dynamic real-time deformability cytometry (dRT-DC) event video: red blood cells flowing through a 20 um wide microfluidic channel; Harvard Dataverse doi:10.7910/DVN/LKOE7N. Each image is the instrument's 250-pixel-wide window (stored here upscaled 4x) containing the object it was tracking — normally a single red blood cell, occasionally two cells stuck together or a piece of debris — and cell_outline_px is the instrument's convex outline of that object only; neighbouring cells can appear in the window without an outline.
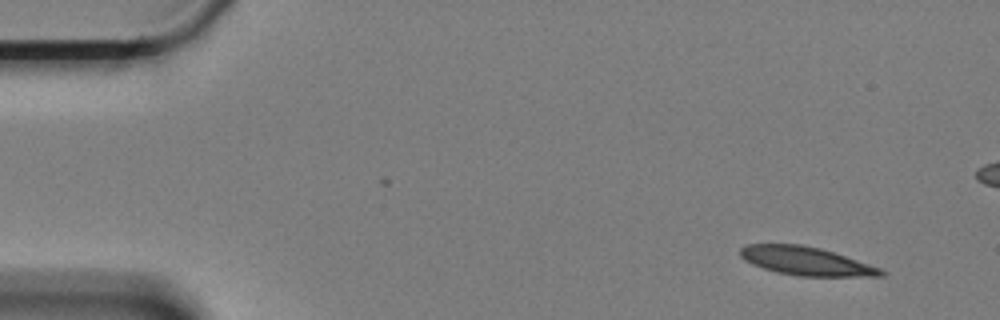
{"species": "Egyptian fruit bat (a non-hibernating species)", "species_latin": "Rousettus aegyptiacus", "temperature_condition": "cold", "stored_images_in_passage": 57, "camera_frame_rate_fps": 3000, "um_per_image_px": 0.085, "animal": {"sex": "female"}, "frame": {"image": 1, "passage_image": 1, "time_ms": 0.0, "image_size_px": [1000, 320], "cell_outline_px": [[888, 272], [884, 276], [796, 276], [776, 272], [752, 264], [744, 260], [740, 256], [740, 248], [744, 244], [800, 244], [820, 248], [880, 268]], "centroid_in_image_um": [68.48, 22.19], "position_along_channel_um": 16.5, "area_um2": 23.24}}
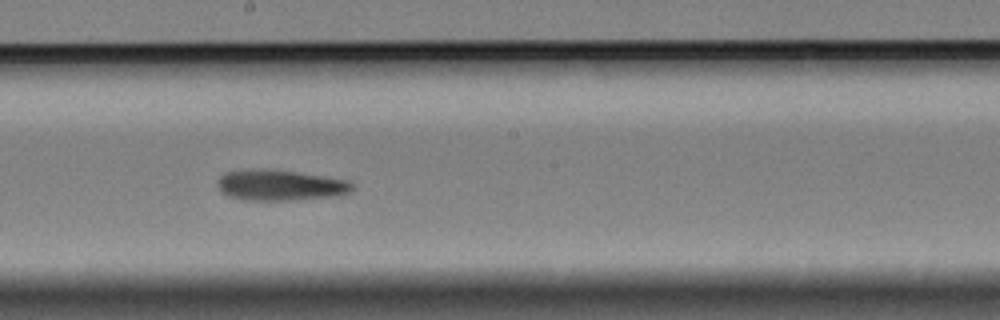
{"frame": {"image": 2, "passage_image": 29, "time_ms": 9.333, "image_size_px": [1000, 320], "cell_outline_px": [[352, 188], [348, 192], [340, 196], [288, 200], [244, 200], [228, 196], [216, 184], [216, 180], [224, 172], [296, 172], [348, 180], [352, 184]], "centroid_in_image_um": [23.86, 15.8], "position_along_channel_um": 224.3, "area_um2": 23.0}}
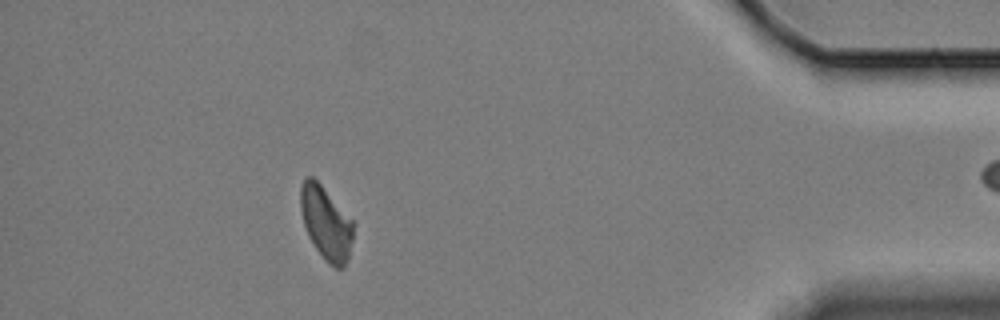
{"frame": {"image": 3, "passage_image": 50, "time_ms": 16.333, "image_size_px": [1000, 320], "cell_outline_px": [[352, 240], [348, 260], [344, 268], [336, 268], [328, 264], [324, 260], [308, 236], [304, 224], [300, 208], [300, 184], [304, 176], [312, 176], [320, 184], [352, 220]], "centroid_in_image_um": [27.68, 18.96], "position_along_channel_um": 407.5, "area_um2": 22.37}}